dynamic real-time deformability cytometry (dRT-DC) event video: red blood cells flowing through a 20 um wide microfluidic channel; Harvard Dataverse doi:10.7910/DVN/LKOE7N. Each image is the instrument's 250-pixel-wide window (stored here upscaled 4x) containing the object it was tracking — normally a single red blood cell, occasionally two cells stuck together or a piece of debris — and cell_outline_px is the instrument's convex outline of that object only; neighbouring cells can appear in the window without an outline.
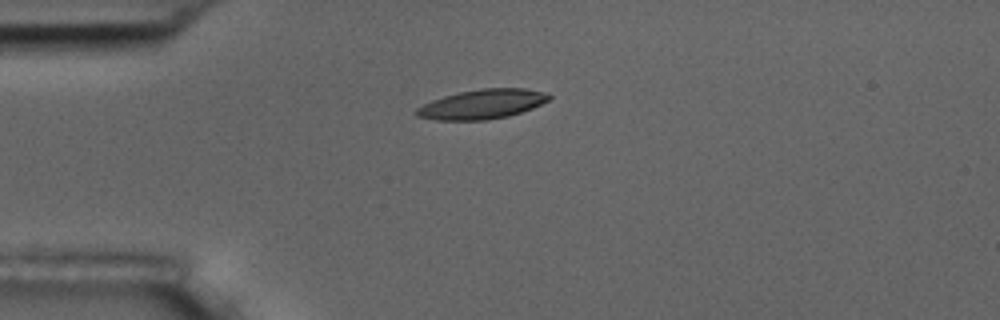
{"species": "common noctule bat (a hibernating species)", "species_latin": "Nyctalus noctula", "temperature_condition": "room temperature", "stored_images_in_passage": 1, "camera_frame_rate_fps": 3000, "um_per_image_px": 0.085, "animal": {"sex": "male", "body_mass_g": 17.5, "forearm_length_mm": 52.3}, "frame": {"image": 1, "passage_image": 1, "time_ms": 0.0, "image_size_px": [1000, 320], "cell_outline_px": [[552, 96], [548, 100], [532, 108], [508, 116], [488, 120], [436, 120], [416, 116], [412, 112], [416, 108], [432, 100], [444, 96], [460, 92], [480, 88], [524, 88], [544, 92]], "centroid_in_image_um": [40.94, 8.86], "position_along_channel_um": 44.1, "area_um2": 22.77}}